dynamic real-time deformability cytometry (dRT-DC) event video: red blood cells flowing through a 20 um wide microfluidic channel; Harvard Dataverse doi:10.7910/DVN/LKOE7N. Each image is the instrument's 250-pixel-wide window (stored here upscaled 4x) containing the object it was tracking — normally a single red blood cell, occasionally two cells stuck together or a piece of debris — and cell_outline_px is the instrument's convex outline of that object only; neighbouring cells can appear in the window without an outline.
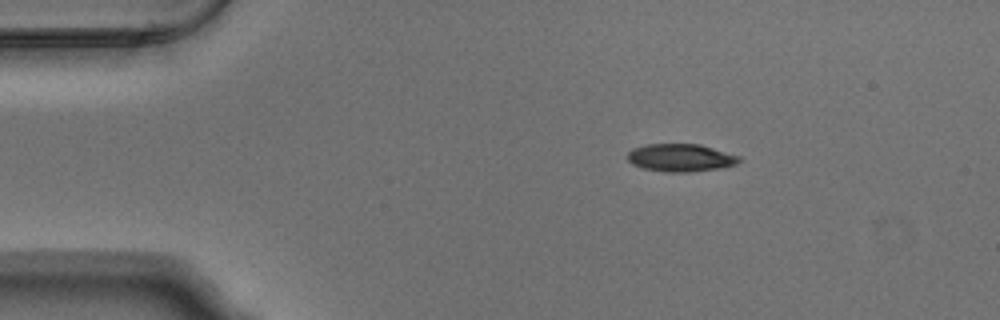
{"species": "Egyptian fruit bat (a non-hibernating species)", "species_latin": "Rousettus aegyptiacus", "temperature_condition": "warm", "stored_images_in_passage": 2, "camera_frame_rate_fps": 3000, "um_per_image_px": 0.085, "animal": {"sex": "male"}, "frame": {"image": 1, "passage_image": 1, "time_ms": 0.0, "image_size_px": [1000, 320], "cell_outline_px": [[740, 160], [736, 164], [716, 168], [688, 172], [664, 172], [644, 168], [632, 164], [628, 160], [628, 152], [632, 148], [648, 144], [700, 144], [740, 156]], "centroid_in_image_um": [57.82, 13.4], "position_along_channel_um": 27.2, "area_um2": 17.86}}
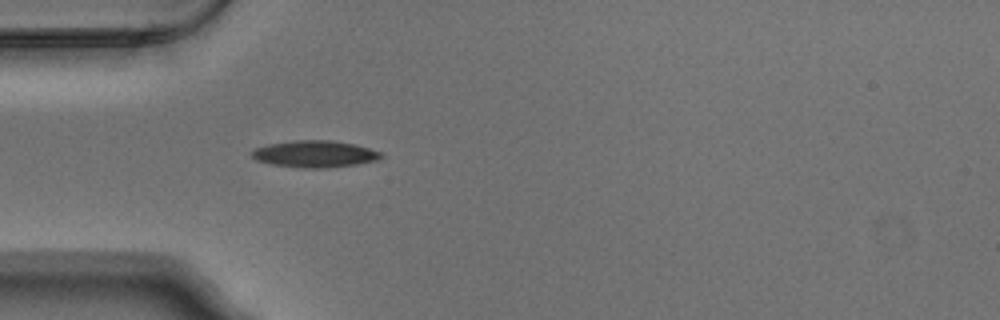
{"frame": {"image": 2, "passage_image": 2, "time_ms": 0.333, "image_size_px": [1000, 320], "cell_outline_px": [[384, 156], [376, 160], [356, 164], [324, 168], [300, 168], [272, 164], [256, 160], [252, 156], [252, 152], [256, 148], [268, 144], [292, 140], [332, 140], [356, 144], [384, 152]], "centroid_in_image_um": [26.8, 13.08], "position_along_channel_um": 58.2, "area_um2": 20.29}}